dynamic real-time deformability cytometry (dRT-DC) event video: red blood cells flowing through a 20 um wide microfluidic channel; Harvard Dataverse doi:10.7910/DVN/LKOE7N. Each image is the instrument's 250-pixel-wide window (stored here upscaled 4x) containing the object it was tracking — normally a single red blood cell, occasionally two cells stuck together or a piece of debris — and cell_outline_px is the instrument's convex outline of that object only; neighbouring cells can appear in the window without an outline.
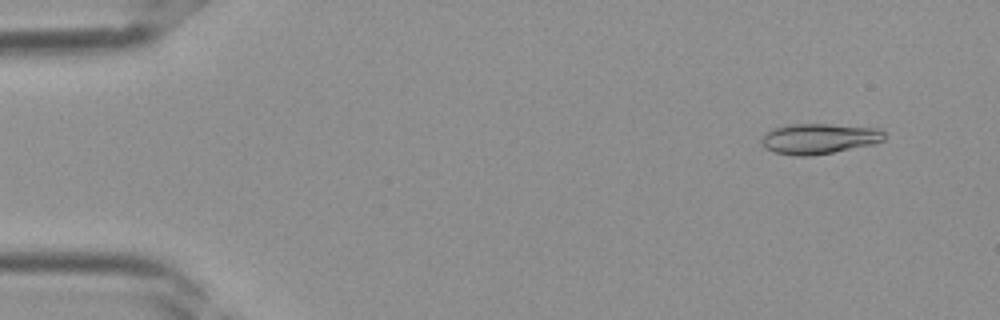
{"species": "Egyptian fruit bat (a non-hibernating species)", "species_latin": "Rousettus aegyptiacus", "temperature_condition": "room temperature", "stored_images_in_passage": 37, "camera_frame_rate_fps": 3000, "um_per_image_px": 0.085, "frame": {"image": 1, "passage_image": 3, "time_ms": 0.667, "image_size_px": [1000, 320], "cell_outline_px": [[884, 140], [876, 144], [812, 156], [796, 156], [772, 152], [764, 148], [764, 132], [772, 128], [784, 124], [828, 124], [880, 128], [884, 132]], "centroid_in_image_um": [69.63, 11.78], "position_along_channel_um": 15.4, "area_um2": 22.02}}
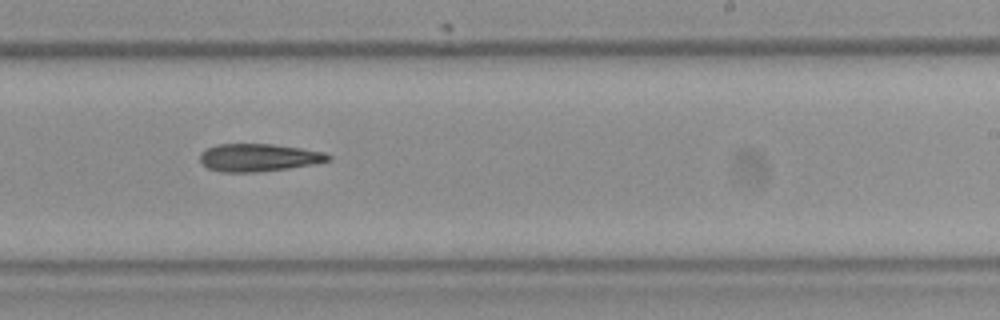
{"frame": {"image": 2, "passage_image": 23, "time_ms": 7.333, "image_size_px": [1000, 320], "cell_outline_px": [[332, 160], [312, 164], [288, 168], [256, 172], [220, 172], [208, 168], [200, 164], [200, 152], [208, 148], [220, 144], [272, 144], [300, 148], [324, 152], [332, 156]], "centroid_in_image_um": [21.96, 13.4], "position_along_channel_um": 267.0, "area_um2": 20.69}}
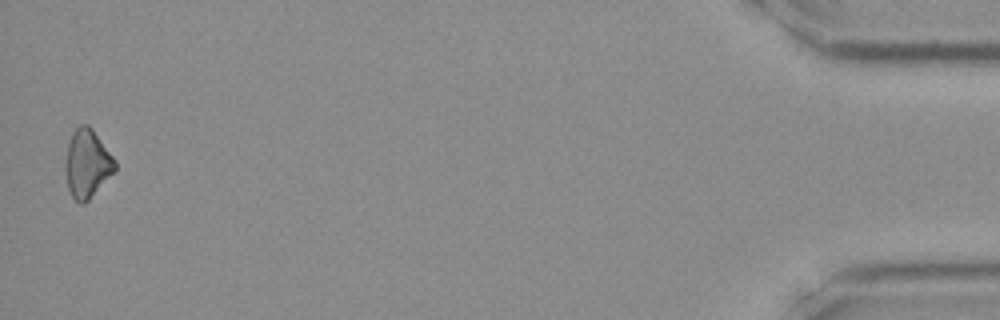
{"frame": {"image": 3, "passage_image": 37, "time_ms": 12.0, "image_size_px": [1000, 320], "cell_outline_px": [[116, 168], [88, 200], [84, 204], [80, 204], [72, 196], [68, 188], [64, 168], [64, 164], [68, 144], [72, 132], [80, 124], [88, 124], [92, 128], [116, 160]], "centroid_in_image_um": [7.38, 13.88], "position_along_channel_um": 427.8, "area_um2": 19.59}}